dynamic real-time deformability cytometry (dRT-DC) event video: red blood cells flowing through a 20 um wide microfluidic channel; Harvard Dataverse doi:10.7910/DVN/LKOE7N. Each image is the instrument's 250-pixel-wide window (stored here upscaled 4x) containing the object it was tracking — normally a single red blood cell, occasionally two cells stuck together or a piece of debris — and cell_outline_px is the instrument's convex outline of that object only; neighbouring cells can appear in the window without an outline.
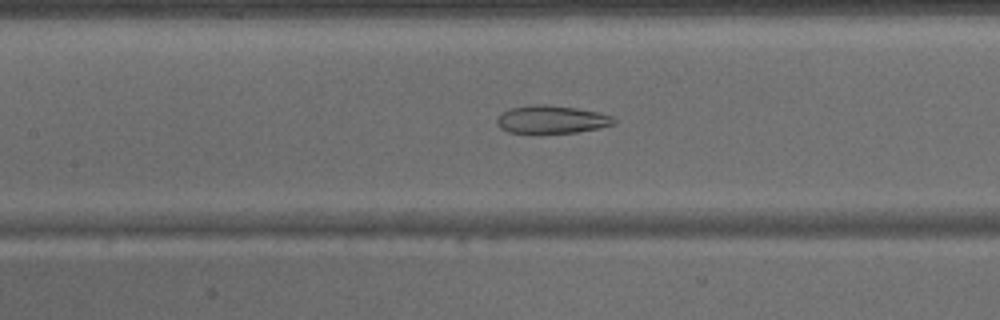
{"species": "common noctule bat (a hibernating species)", "species_latin": "Nyctalus noctula", "temperature_condition": "warm", "stored_images_in_passage": 41, "camera_frame_rate_fps": 3000, "um_per_image_px": 0.085, "animal": {"sex": "male", "body_mass_g": 15.6}, "frame": {"image": 1, "passage_image": 17, "time_ms": 5.333, "image_size_px": [1000, 320], "cell_outline_px": [[616, 124], [600, 128], [576, 132], [508, 132], [500, 128], [496, 124], [496, 120], [504, 112], [512, 108], [536, 104], [548, 104], [576, 108], [596, 112], [612, 116], [616, 120]], "centroid_in_image_um": [46.92, 10.15], "position_along_channel_um": 160.5, "area_um2": 18.73}}
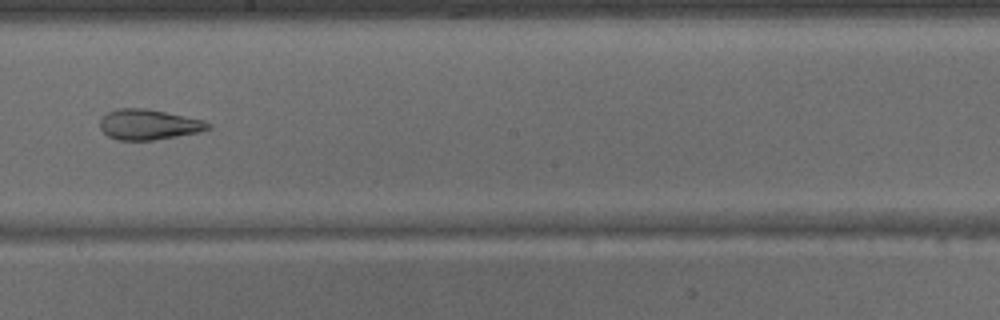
{"frame": {"image": 2, "passage_image": 22, "time_ms": 7.0, "image_size_px": [1000, 320], "cell_outline_px": [[212, 128], [200, 132], [156, 140], [120, 140], [108, 136], [100, 128], [100, 120], [108, 112], [116, 108], [144, 108], [204, 120], [212, 124]], "centroid_in_image_um": [12.66, 10.59], "position_along_channel_um": 235.5, "area_um2": 19.13}}
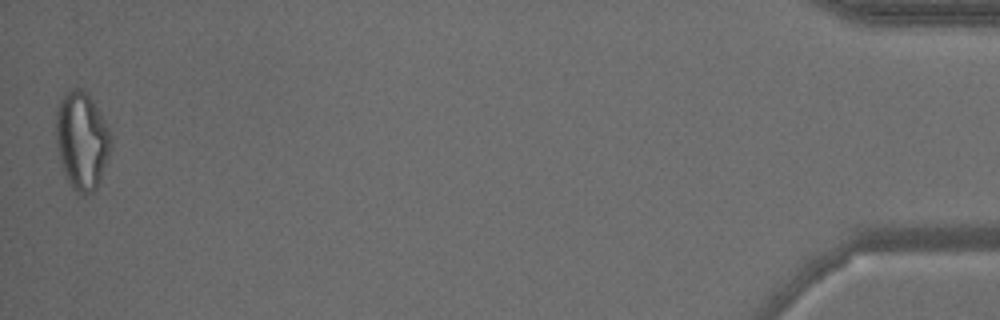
{"frame": {"image": 3, "passage_image": 41, "time_ms": 13.333, "image_size_px": [1000, 320], "cell_outline_px": [[112, 144], [100, 180], [96, 188], [92, 192], [80, 196], [76, 192], [68, 180], [64, 172], [60, 160], [56, 140], [56, 108], [60, 100], [68, 88], [80, 88], [88, 92], [104, 120], [108, 128], [112, 140]], "centroid_in_image_um": [6.95, 11.92], "position_along_channel_um": 428.3, "area_um2": 31.27}}